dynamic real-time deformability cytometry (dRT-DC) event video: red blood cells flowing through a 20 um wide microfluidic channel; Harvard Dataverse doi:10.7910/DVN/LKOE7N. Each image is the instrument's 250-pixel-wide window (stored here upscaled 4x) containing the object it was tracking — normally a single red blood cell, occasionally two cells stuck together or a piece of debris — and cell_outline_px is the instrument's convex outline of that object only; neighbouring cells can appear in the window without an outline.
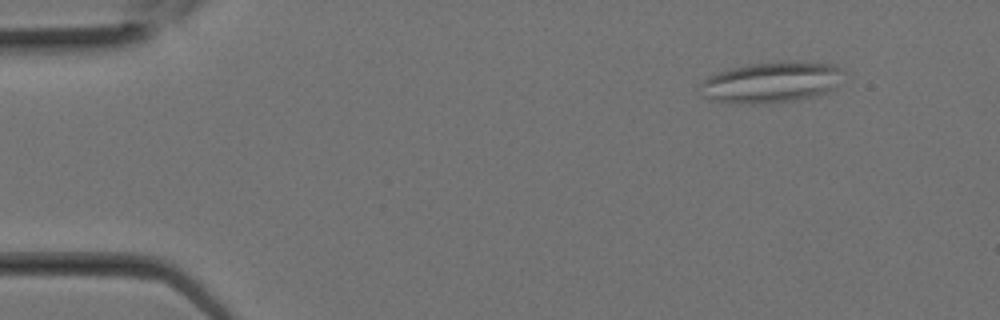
{"species": "Egyptian fruit bat (a non-hibernating species)", "species_latin": "Rousettus aegyptiacus", "temperature_condition": "room temperature", "stored_images_in_passage": 8, "camera_frame_rate_fps": 3000, "um_per_image_px": 0.085, "animal": {"sex": "female"}, "frame": {"image": 1, "passage_image": 3, "time_ms": 0.667, "image_size_px": [1000, 320], "cell_outline_px": [[848, 72], [828, 92], [796, 100], [752, 104], [744, 104], [708, 100], [696, 92], [700, 84], [708, 76], [716, 72], [748, 64], [832, 64], [844, 68]], "centroid_in_image_um": [65.48, 7.04], "position_along_channel_um": 19.5, "area_um2": 33.58}}